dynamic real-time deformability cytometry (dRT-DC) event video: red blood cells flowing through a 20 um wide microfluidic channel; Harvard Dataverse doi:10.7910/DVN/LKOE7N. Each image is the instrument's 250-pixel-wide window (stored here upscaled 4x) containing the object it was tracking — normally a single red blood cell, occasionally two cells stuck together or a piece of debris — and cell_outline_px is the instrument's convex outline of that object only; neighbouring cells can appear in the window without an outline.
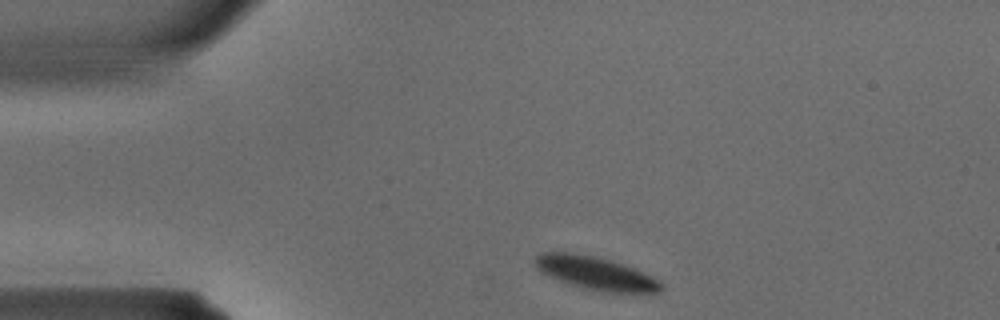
{"species": "common noctule bat (a hibernating species)", "species_latin": "Nyctalus noctula", "temperature_condition": "warm", "stored_images_in_passage": 24, "camera_frame_rate_fps": 3000, "um_per_image_px": 0.085, "animal": {"sex": "male", "body_mass_g": 15.6}, "frame": {"image": 1, "passage_image": 1, "time_ms": 0.0, "image_size_px": [1000, 320], "cell_outline_px": [[664, 288], [660, 292], [604, 292], [584, 288], [568, 284], [548, 276], [540, 272], [536, 268], [536, 256], [544, 252], [572, 252], [596, 256], [632, 268], [660, 280], [664, 284]], "centroid_in_image_um": [50.61, 23.23], "position_along_channel_um": 34.4, "area_um2": 24.16}}
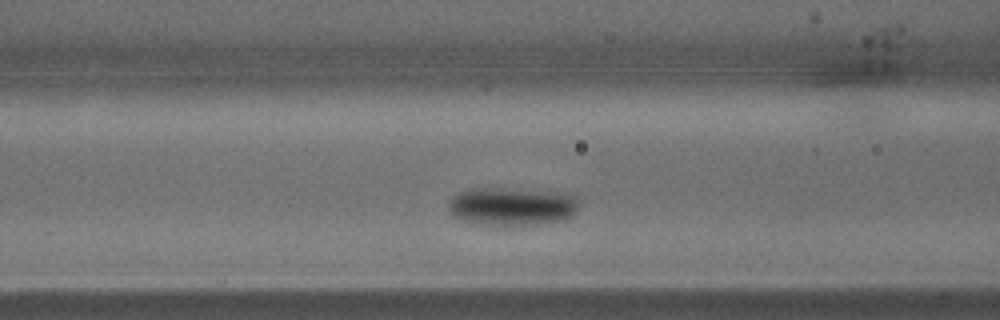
{"frame": {"image": 2, "passage_image": 8, "time_ms": 2.333, "image_size_px": [1000, 320], "cell_outline_px": [[576, 212], [572, 216], [564, 220], [532, 224], [480, 224], [464, 220], [452, 216], [448, 208], [448, 200], [452, 196], [460, 192], [472, 188], [496, 188], [556, 192], [576, 196]], "centroid_in_image_um": [43.46, 17.53], "position_along_channel_um": 123.1, "area_um2": 28.55}}
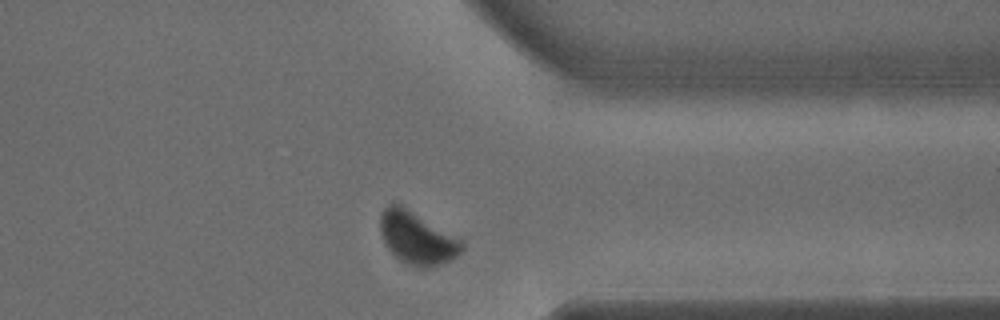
{"frame": {"image": 3, "passage_image": 22, "time_ms": 7.0, "image_size_px": [1000, 320], "cell_outline_px": [[464, 248], [456, 256], [440, 264], [428, 268], [416, 268], [400, 260], [388, 248], [380, 232], [380, 212], [392, 200], [400, 204], [460, 240], [464, 244]], "centroid_in_image_um": [35.39, 20.22], "position_along_channel_um": 376.0, "area_um2": 24.57}}